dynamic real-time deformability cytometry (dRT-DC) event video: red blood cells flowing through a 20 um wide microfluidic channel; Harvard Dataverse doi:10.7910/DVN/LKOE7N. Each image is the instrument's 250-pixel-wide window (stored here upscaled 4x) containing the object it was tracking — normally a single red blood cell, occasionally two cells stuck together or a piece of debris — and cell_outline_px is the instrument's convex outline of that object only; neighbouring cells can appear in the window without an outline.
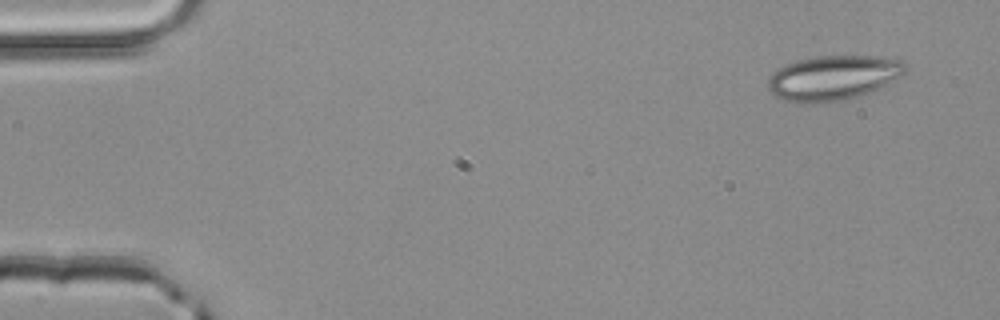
{"species": "common noctule bat (a hibernating species)", "species_latin": "Nyctalus noctula", "temperature_condition": "room temperature", "stored_images_in_passage": 3, "camera_frame_rate_fps": 3000, "um_per_image_px": 0.085, "animal": {"sex": "male", "body_mass_g": 20.4}, "frame": {"image": 1, "passage_image": 1, "time_ms": 0.0, "image_size_px": [1000, 320], "cell_outline_px": [[908, 68], [900, 76], [868, 92], [856, 96], [840, 100], [812, 104], [804, 104], [784, 100], [776, 96], [768, 88], [768, 80], [780, 68], [796, 60], [816, 56], [876, 56], [900, 60]], "centroid_in_image_um": [70.79, 6.61], "position_along_channel_um": 14.2, "area_um2": 35.2}}